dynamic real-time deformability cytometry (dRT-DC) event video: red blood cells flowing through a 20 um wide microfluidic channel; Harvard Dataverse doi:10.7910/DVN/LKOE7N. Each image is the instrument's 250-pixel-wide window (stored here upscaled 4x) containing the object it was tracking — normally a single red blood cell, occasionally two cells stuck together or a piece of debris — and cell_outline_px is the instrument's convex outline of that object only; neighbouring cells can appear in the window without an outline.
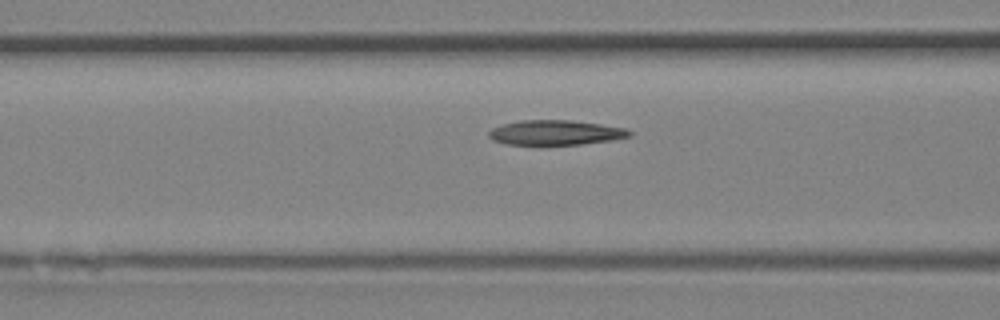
{"species": "Egyptian fruit bat (a non-hibernating species)", "species_latin": "Rousettus aegyptiacus", "temperature_condition": "room temperature", "stored_images_in_passage": 5, "camera_frame_rate_fps": 3000, "um_per_image_px": 0.085, "animal": {"sex": "female"}, "frame": {"image": 1, "passage_image": 5, "time_ms": 1.333, "image_size_px": [1000, 320], "cell_outline_px": [[632, 136], [612, 140], [580, 144], [508, 144], [492, 140], [488, 136], [488, 132], [492, 128], [500, 124], [520, 120], [572, 120], [628, 128], [632, 132]], "centroid_in_image_um": [47.23, 11.26], "position_along_channel_um": 119.4, "area_um2": 20.4}}